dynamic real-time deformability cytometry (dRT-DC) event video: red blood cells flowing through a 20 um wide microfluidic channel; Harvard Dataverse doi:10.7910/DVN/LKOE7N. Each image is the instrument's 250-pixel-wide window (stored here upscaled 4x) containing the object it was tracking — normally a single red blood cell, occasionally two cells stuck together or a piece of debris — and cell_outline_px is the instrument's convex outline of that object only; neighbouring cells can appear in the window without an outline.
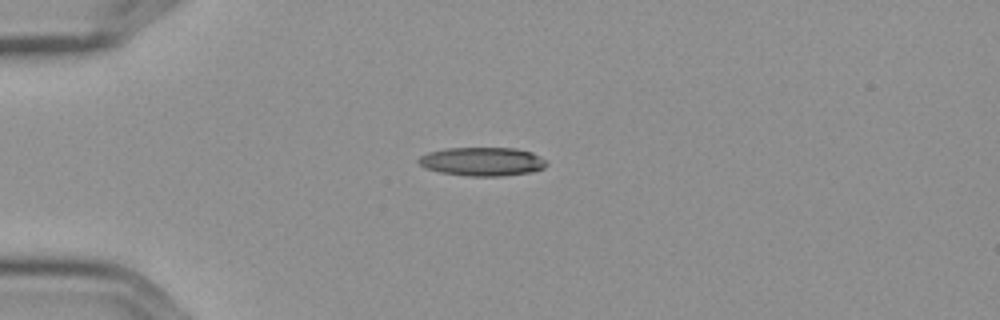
{"species": "Egyptian fruit bat (a non-hibernating species)", "species_latin": "Rousettus aegyptiacus", "temperature_condition": "cold", "stored_images_in_passage": 2, "camera_frame_rate_fps": 3000, "um_per_image_px": 0.085, "frame": {"image": 1, "passage_image": 2, "time_ms": 0.333, "image_size_px": [1000, 320], "cell_outline_px": [[548, 164], [544, 168], [532, 172], [500, 176], [468, 176], [440, 172], [428, 168], [420, 164], [416, 160], [420, 156], [428, 152], [444, 148], [516, 148], [532, 152], [540, 156]], "centroid_in_image_um": [41.01, 13.72], "position_along_channel_um": 44.0, "area_um2": 21.39}}